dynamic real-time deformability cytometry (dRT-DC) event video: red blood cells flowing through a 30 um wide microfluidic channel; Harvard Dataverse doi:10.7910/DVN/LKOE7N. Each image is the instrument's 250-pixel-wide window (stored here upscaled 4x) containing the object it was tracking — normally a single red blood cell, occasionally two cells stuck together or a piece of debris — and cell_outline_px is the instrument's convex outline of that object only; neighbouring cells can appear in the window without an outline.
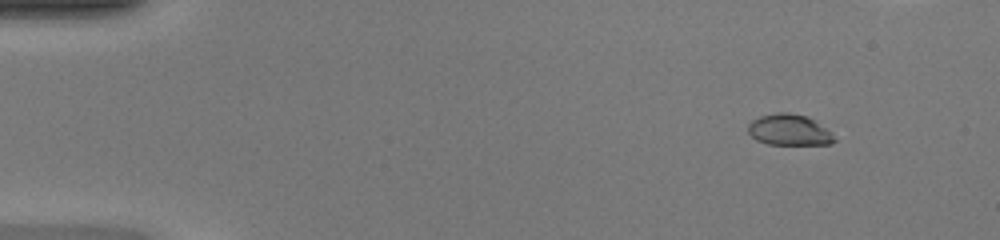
{"species": "common noctule bat (a hibernating species)", "species_latin": "Nyctalus noctula", "temperature_condition": "warm", "stored_images_in_passage": 43, "camera_frame_rate_fps": 3000, "um_per_image_px": 0.085, "animal": {"sex": "female", "body_mass_g": 20.0, "forearm_length_mm": 54.0}, "frame": {"image": 1, "passage_image": 6, "time_ms": 1.667, "image_size_px": [1000, 240], "cell_outline_px": [[836, 140], [832, 144], [768, 144], [756, 140], [748, 132], [748, 124], [752, 120], [760, 116], [776, 112], [788, 112], [808, 116], [816, 120], [832, 132]], "centroid_in_image_um": [67.11, 11.03], "position_along_channel_um": 17.9, "area_um2": 15.84}}
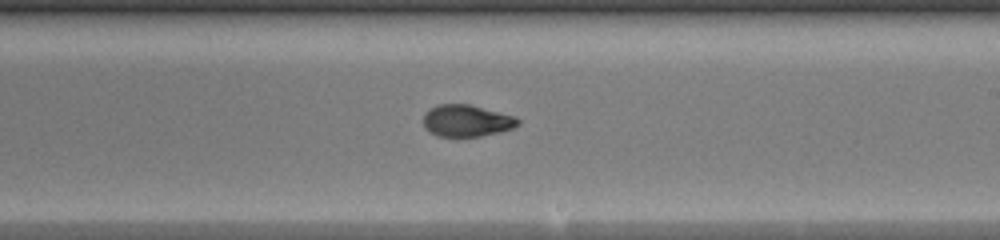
{"frame": {"image": 2, "passage_image": 30, "time_ms": 9.667, "image_size_px": [1000, 240], "cell_outline_px": [[520, 124], [512, 128], [500, 132], [480, 136], [436, 136], [428, 132], [424, 128], [424, 112], [428, 108], [440, 104], [468, 104], [516, 116], [520, 120]], "centroid_in_image_um": [39.64, 10.26], "position_along_channel_um": 249.4, "area_um2": 17.69}}
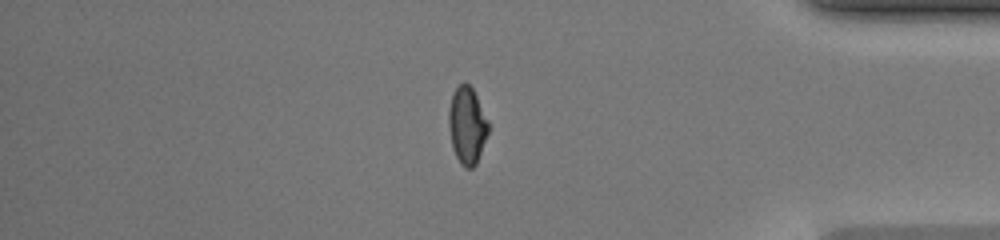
{"frame": {"image": 3, "passage_image": 42, "time_ms": 13.667, "image_size_px": [1000, 240], "cell_outline_px": [[488, 132], [476, 164], [472, 168], [464, 168], [460, 164], [452, 148], [448, 124], [448, 108], [452, 92], [464, 80], [472, 88], [488, 120]], "centroid_in_image_um": [39.67, 10.65], "position_along_channel_um": 395.5, "area_um2": 17.86}}